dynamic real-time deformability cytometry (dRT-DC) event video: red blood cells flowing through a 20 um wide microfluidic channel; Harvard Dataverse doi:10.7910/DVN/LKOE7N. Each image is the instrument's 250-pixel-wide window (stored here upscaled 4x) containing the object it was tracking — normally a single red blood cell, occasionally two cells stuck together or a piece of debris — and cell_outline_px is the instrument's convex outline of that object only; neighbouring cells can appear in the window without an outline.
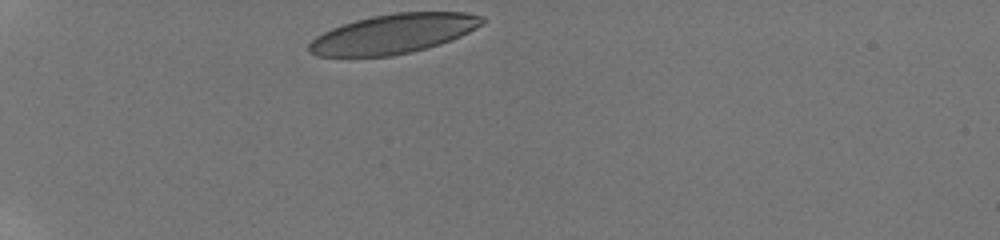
{"species": "human", "species_latin": "Homo sapiens", "temperature_condition": "room temperature", "stored_images_in_passage": 21, "camera_frame_rate_fps": 3000, "um_per_image_px": 0.085, "donor": {"sex": "male"}, "frame": {"image": 1, "passage_image": 1, "time_ms": 0.0, "image_size_px": [1000, 240], "cell_outline_px": [[488, 20], [484, 24], [460, 36], [440, 44], [428, 48], [412, 52], [392, 56], [316, 56], [308, 52], [308, 44], [316, 36], [332, 28], [356, 20], [372, 16], [396, 12], [468, 12], [484, 16]], "centroid_in_image_um": [33.48, 2.87], "position_along_channel_um": 51.5, "area_um2": 40.0}}
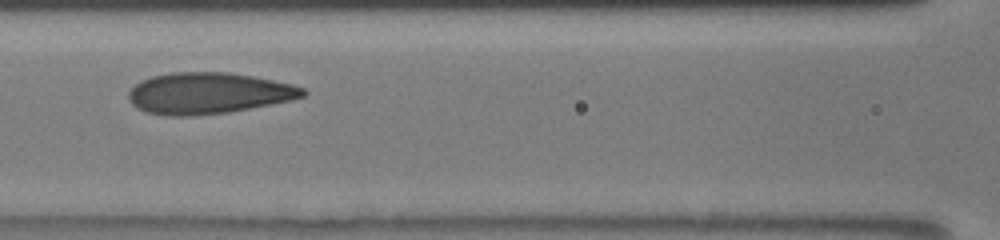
{"frame": {"image": 2, "passage_image": 10, "time_ms": 3.667, "image_size_px": [1000, 240], "cell_outline_px": [[308, 92], [304, 96], [292, 100], [228, 112], [192, 116], [172, 116], [144, 112], [136, 108], [128, 100], [128, 92], [140, 80], [152, 76], [172, 72], [228, 72], [252, 76], [292, 84], [304, 88]], "centroid_in_image_um": [17.69, 7.92], "position_along_channel_um": 148.9, "area_um2": 42.02}}
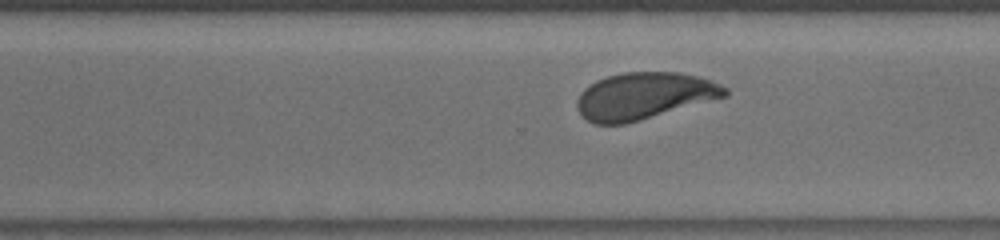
{"frame": {"image": 3, "passage_image": 19, "time_ms": 8.0, "image_size_px": [1000, 240], "cell_outline_px": [[728, 96], [640, 120], [624, 124], [596, 124], [588, 120], [576, 108], [576, 100], [580, 92], [584, 88], [596, 80], [608, 76], [624, 72], [680, 72], [696, 76], [720, 84], [728, 88]], "centroid_in_image_um": [54.74, 8.15], "position_along_channel_um": 315.9, "area_um2": 40.29}}